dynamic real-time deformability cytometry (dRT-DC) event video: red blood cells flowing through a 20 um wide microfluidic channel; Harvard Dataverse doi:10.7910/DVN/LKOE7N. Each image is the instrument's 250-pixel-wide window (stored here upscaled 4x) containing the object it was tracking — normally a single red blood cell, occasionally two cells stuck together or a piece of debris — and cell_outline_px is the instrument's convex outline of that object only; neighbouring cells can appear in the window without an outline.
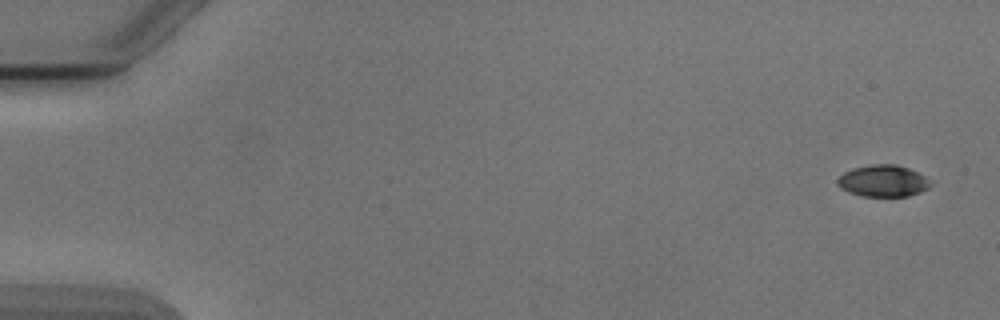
{"species": "Egyptian fruit bat (a non-hibernating species)", "species_latin": "Rousettus aegyptiacus", "temperature_condition": "cold", "stored_images_in_passage": 5, "segment_of_instrument_passage": [1, 2], "camera_frame_rate_fps": 3000, "um_per_image_px": 0.085, "animal": {"sex": "male"}, "frame": {"image": 1, "passage_image": 1, "time_ms": 0.0, "image_size_px": [1000, 320], "cell_outline_px": [[932, 184], [928, 188], [920, 192], [908, 196], [860, 196], [848, 192], [840, 188], [836, 184], [836, 180], [844, 172], [852, 168], [872, 164], [896, 164], [908, 168], [928, 176], [932, 180]], "centroid_in_image_um": [75.08, 15.37], "position_along_channel_um": 9.9, "area_um2": 17.51}}
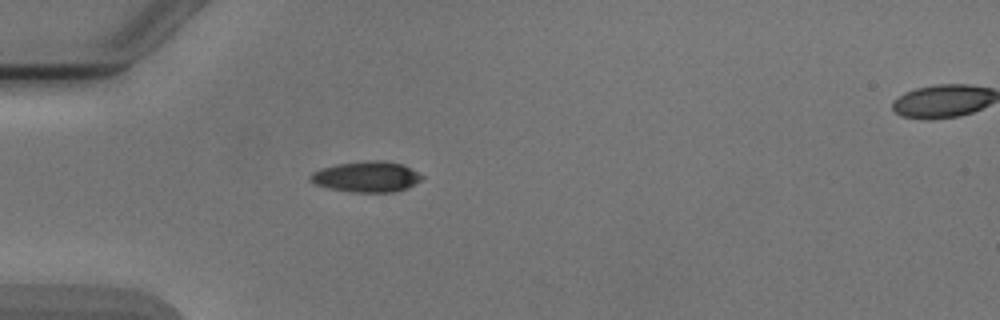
{"frame": {"image": 2, "passage_image": 4, "time_ms": 4.667, "image_size_px": [1000, 320], "cell_outline_px": [[424, 176], [420, 180], [408, 188], [392, 192], [352, 192], [328, 188], [316, 184], [308, 180], [308, 176], [312, 172], [320, 168], [336, 164], [372, 160], [384, 160], [400, 164]], "centroid_in_image_um": [31.1, 15.02], "position_along_channel_um": 53.9, "area_um2": 19.88}}